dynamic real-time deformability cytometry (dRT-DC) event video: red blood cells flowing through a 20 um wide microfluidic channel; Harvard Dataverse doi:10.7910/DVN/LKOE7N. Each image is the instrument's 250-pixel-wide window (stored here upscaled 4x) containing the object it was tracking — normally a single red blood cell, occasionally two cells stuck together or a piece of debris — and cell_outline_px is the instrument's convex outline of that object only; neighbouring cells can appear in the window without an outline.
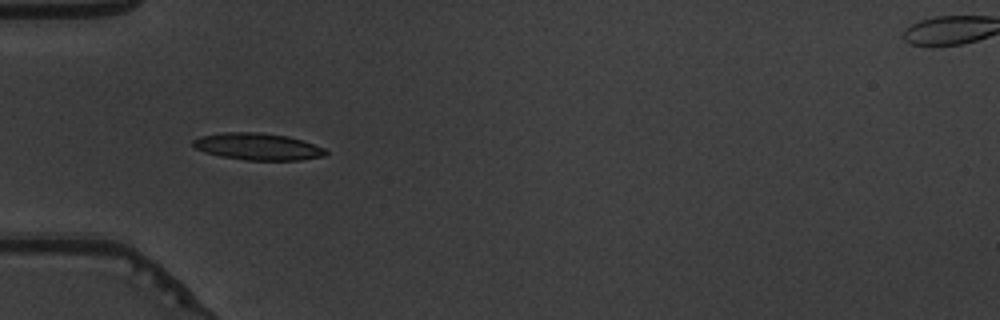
{"species": "common noctule bat (a hibernating species)", "species_latin": "Nyctalus noctula", "temperature_condition": "warm", "stored_images_in_passage": 39, "camera_frame_rate_fps": 3000, "um_per_image_px": 0.085, "animal": {"sex": "male", "body_mass_g": 19.5, "forearm_length_mm": 54.6}, "frame": {"image": 1, "passage_image": 8, "time_ms": 2.333, "image_size_px": [1000, 320], "cell_outline_px": [[328, 152], [324, 156], [300, 160], [244, 160], [220, 156], [204, 152], [196, 148], [192, 144], [192, 140], [200, 136], [220, 132], [260, 132], [288, 136], [324, 148]], "centroid_in_image_um": [21.87, 12.45], "position_along_channel_um": 63.1, "area_um2": 20.81}}
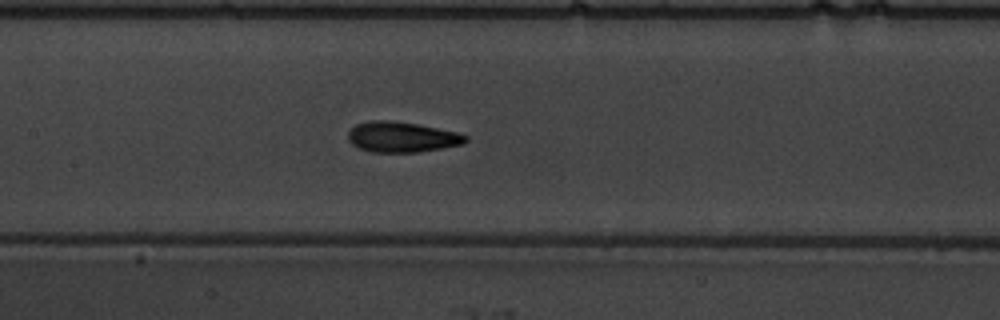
{"frame": {"image": 2, "passage_image": 17, "time_ms": 5.333, "image_size_px": [1000, 320], "cell_outline_px": [[468, 140], [464, 144], [444, 148], [416, 152], [372, 152], [360, 148], [352, 144], [348, 140], [348, 132], [356, 124], [372, 120], [388, 120], [416, 124], [460, 132], [468, 136]], "centroid_in_image_um": [34.2, 11.65], "position_along_channel_um": 173.2, "area_um2": 20.92}}
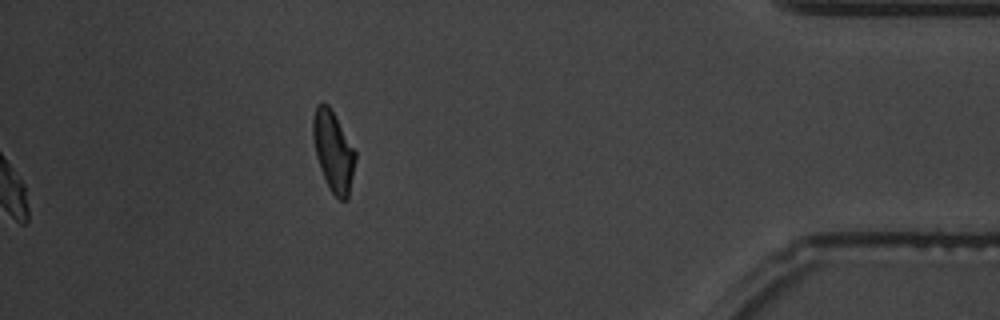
{"frame": {"image": 3, "passage_image": 39, "time_ms": 12.667, "image_size_px": [1000, 320], "cell_outline_px": [[356, 160], [348, 200], [340, 200], [332, 192], [320, 168], [316, 156], [312, 136], [312, 116], [316, 104], [320, 100], [324, 100], [332, 108], [356, 152]], "centroid_in_image_um": [28.32, 12.77], "position_along_channel_um": 406.9, "area_um2": 20.23}, "authors_computed_cell_mechanics": {"area_um2": 19.8254, "velocity_mm_per_s": 3.7717, "shape_relaxation_time_tau1_ms": 3.5071, "shape_relaxation_time_tau2_ms": 1.3412, "deformation_change_tau1": 0.1735, "deformation_change_tau2": 0.0858}}